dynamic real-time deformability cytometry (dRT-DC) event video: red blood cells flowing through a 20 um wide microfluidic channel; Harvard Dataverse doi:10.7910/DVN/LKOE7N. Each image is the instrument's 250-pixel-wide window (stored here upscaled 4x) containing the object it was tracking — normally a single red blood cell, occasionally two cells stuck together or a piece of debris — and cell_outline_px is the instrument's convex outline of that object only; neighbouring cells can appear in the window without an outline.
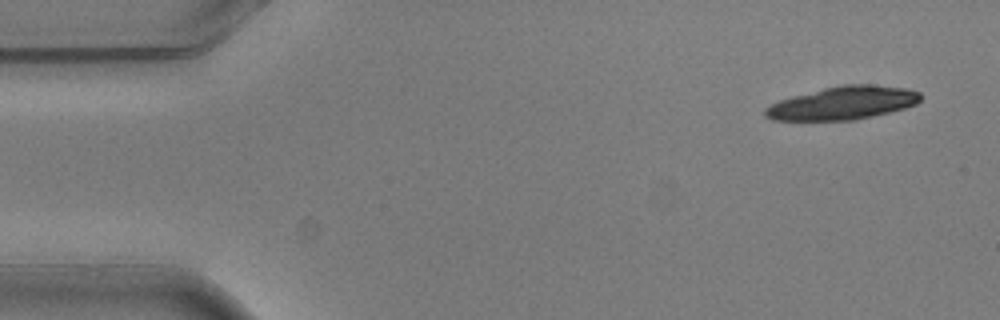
{"species": "common noctule bat (a hibernating species)", "species_latin": "Nyctalus noctula", "temperature_condition": "warm", "stored_images_in_passage": 7, "camera_frame_rate_fps": 3000, "um_per_image_px": 0.085, "animal": {"sex": "male", "body_mass_g": 20.5, "forearm_length_mm": 52.5}, "frame": {"image": 1, "passage_image": 1, "time_ms": 0.0, "image_size_px": [1000, 320], "cell_outline_px": [[924, 96], [916, 104], [904, 108], [856, 120], [772, 120], [764, 116], [764, 108], [780, 100], [792, 96], [824, 88], [844, 84], [872, 84], [908, 88], [920, 92]], "centroid_in_image_um": [71.67, 8.75], "position_along_channel_um": 13.3, "area_um2": 30.06}}
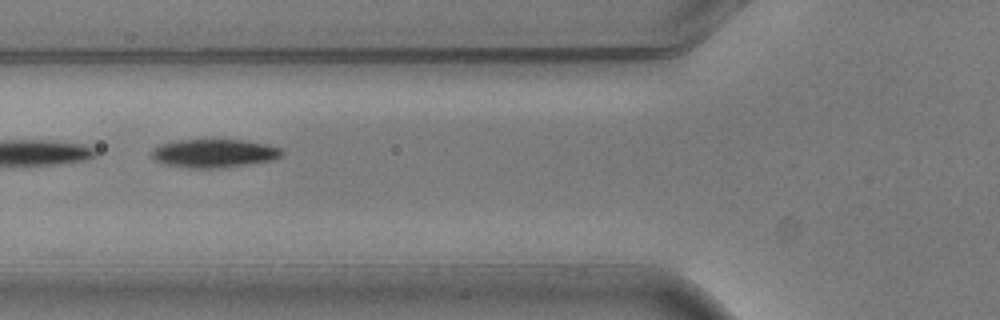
{"frame": {"image": 2, "passage_image": 6, "time_ms": 1.667, "image_size_px": [1000, 320], "cell_outline_px": [[284, 156], [276, 160], [220, 168], [188, 168], [164, 164], [156, 160], [152, 156], [152, 152], [160, 144], [176, 140], [244, 140], [268, 144], [280, 148], [284, 152]], "centroid_in_image_um": [18.27, 13.03], "position_along_channel_um": 107.5, "area_um2": 21.68}}